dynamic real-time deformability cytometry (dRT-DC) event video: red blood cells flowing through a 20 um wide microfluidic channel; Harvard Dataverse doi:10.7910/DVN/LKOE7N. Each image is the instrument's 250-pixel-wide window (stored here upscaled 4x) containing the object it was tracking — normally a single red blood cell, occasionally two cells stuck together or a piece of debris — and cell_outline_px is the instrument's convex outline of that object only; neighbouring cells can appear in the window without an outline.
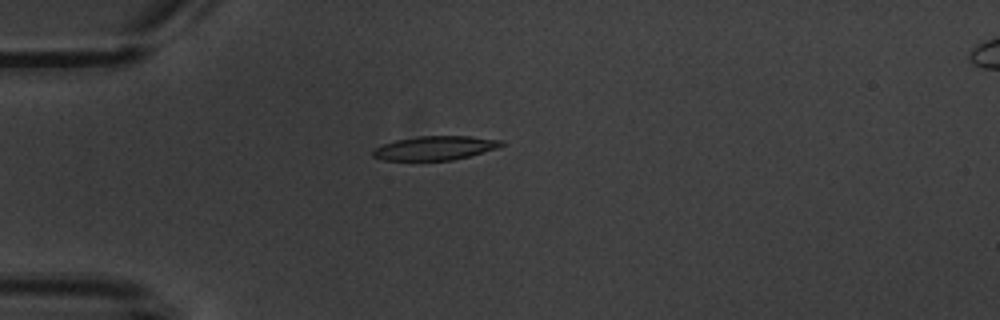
{"species": "common noctule bat (a hibernating species)", "species_latin": "Nyctalus noctula", "temperature_condition": "warm", "stored_images_in_passage": 6, "camera_frame_rate_fps": 3000, "um_per_image_px": 0.085, "animal": {"sex": "male", "body_mass_g": 20.1, "forearm_length_mm": 53.5}, "frame": {"image": 1, "passage_image": 4, "time_ms": 3.333, "image_size_px": [1000, 320], "cell_outline_px": [[504, 144], [496, 148], [468, 156], [452, 160], [384, 160], [372, 156], [372, 152], [376, 148], [384, 144], [396, 140], [416, 136], [468, 136], [504, 140]], "centroid_in_image_um": [36.98, 12.57], "position_along_channel_um": 48.0, "area_um2": 17.74}}